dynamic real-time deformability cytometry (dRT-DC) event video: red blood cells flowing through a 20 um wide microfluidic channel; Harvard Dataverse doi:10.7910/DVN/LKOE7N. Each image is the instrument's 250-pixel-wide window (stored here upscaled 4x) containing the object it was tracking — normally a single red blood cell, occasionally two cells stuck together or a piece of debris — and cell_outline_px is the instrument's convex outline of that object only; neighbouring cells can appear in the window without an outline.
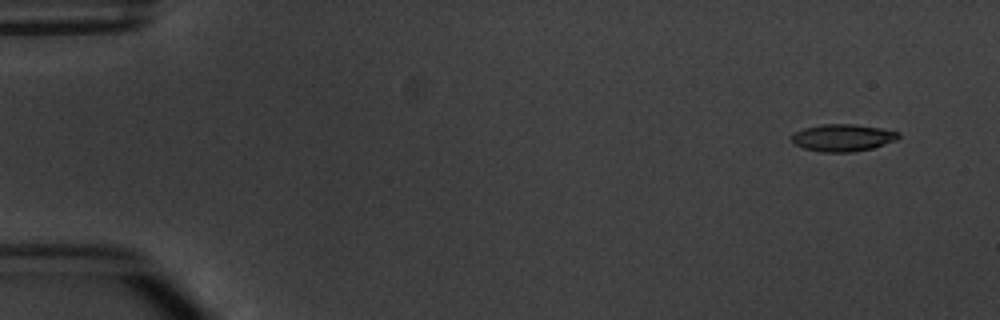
{"species": "common noctule bat (a hibernating species)", "species_latin": "Nyctalus noctula", "temperature_condition": "warm", "stored_images_in_passage": 7, "camera_frame_rate_fps": 3000, "um_per_image_px": 0.085, "animal": {"sex": "male", "body_mass_g": 20.1, "forearm_length_mm": 53.5}, "frame": {"image": 1, "passage_image": 1, "time_ms": 0.0, "image_size_px": [1000, 320], "cell_outline_px": [[900, 136], [896, 140], [872, 148], [852, 152], [820, 152], [804, 148], [796, 144], [792, 140], [792, 136], [796, 132], [804, 128], [824, 124], [852, 124], [880, 128], [900, 132]], "centroid_in_image_um": [71.65, 11.71], "position_along_channel_um": 13.3, "area_um2": 16.7}}
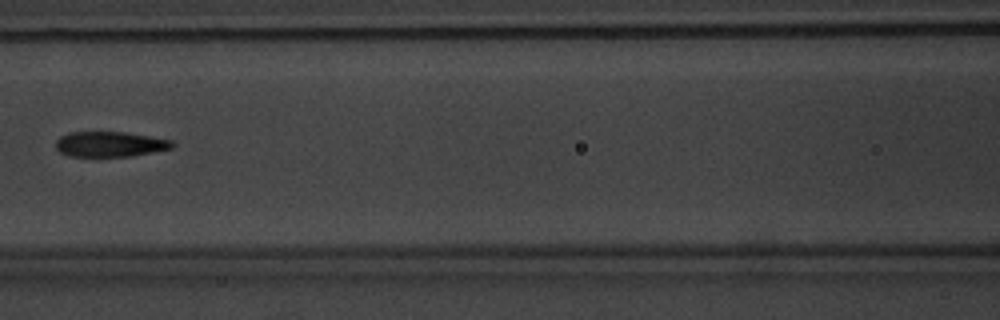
{"frame": {"image": 2, "passage_image": 7, "time_ms": 7.0, "image_size_px": [1000, 320], "cell_outline_px": [[176, 144], [172, 148], [132, 156], [68, 156], [60, 152], [56, 148], [56, 140], [60, 136], [68, 132], [124, 132], [172, 140]], "centroid_in_image_um": [9.33, 12.25], "position_along_channel_um": 157.3, "area_um2": 17.11}}